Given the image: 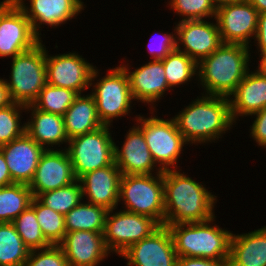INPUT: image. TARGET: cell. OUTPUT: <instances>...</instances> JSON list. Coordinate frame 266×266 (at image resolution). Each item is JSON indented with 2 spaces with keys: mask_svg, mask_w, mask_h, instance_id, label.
Masks as SVG:
<instances>
[{
  "mask_svg": "<svg viewBox=\"0 0 266 266\" xmlns=\"http://www.w3.org/2000/svg\"><path fill=\"white\" fill-rule=\"evenodd\" d=\"M122 173L115 161L104 168L83 175L79 181L85 196L91 204L115 210L119 203V189Z\"/></svg>",
  "mask_w": 266,
  "mask_h": 266,
  "instance_id": "obj_20",
  "label": "cell"
},
{
  "mask_svg": "<svg viewBox=\"0 0 266 266\" xmlns=\"http://www.w3.org/2000/svg\"><path fill=\"white\" fill-rule=\"evenodd\" d=\"M177 266H229V259L211 260L199 257H178Z\"/></svg>",
  "mask_w": 266,
  "mask_h": 266,
  "instance_id": "obj_40",
  "label": "cell"
},
{
  "mask_svg": "<svg viewBox=\"0 0 266 266\" xmlns=\"http://www.w3.org/2000/svg\"><path fill=\"white\" fill-rule=\"evenodd\" d=\"M113 214V215H112ZM160 225L152 218L125 210H108L103 233L107 249L120 255L130 245L149 237Z\"/></svg>",
  "mask_w": 266,
  "mask_h": 266,
  "instance_id": "obj_10",
  "label": "cell"
},
{
  "mask_svg": "<svg viewBox=\"0 0 266 266\" xmlns=\"http://www.w3.org/2000/svg\"><path fill=\"white\" fill-rule=\"evenodd\" d=\"M98 75L99 72L95 66L90 84L93 89L90 93L95 99L101 123L110 126L114 118L126 116L130 113L134 98L128 75L121 65L113 69L110 68V71L102 79L100 78L94 83Z\"/></svg>",
  "mask_w": 266,
  "mask_h": 266,
  "instance_id": "obj_7",
  "label": "cell"
},
{
  "mask_svg": "<svg viewBox=\"0 0 266 266\" xmlns=\"http://www.w3.org/2000/svg\"><path fill=\"white\" fill-rule=\"evenodd\" d=\"M247 0H212L213 4L215 5L216 8L229 4V3H236V2H245Z\"/></svg>",
  "mask_w": 266,
  "mask_h": 266,
  "instance_id": "obj_45",
  "label": "cell"
},
{
  "mask_svg": "<svg viewBox=\"0 0 266 266\" xmlns=\"http://www.w3.org/2000/svg\"><path fill=\"white\" fill-rule=\"evenodd\" d=\"M68 139L84 135L102 127L92 94H79L63 115Z\"/></svg>",
  "mask_w": 266,
  "mask_h": 266,
  "instance_id": "obj_26",
  "label": "cell"
},
{
  "mask_svg": "<svg viewBox=\"0 0 266 266\" xmlns=\"http://www.w3.org/2000/svg\"><path fill=\"white\" fill-rule=\"evenodd\" d=\"M14 183L29 185L45 149L26 132L0 147Z\"/></svg>",
  "mask_w": 266,
  "mask_h": 266,
  "instance_id": "obj_17",
  "label": "cell"
},
{
  "mask_svg": "<svg viewBox=\"0 0 266 266\" xmlns=\"http://www.w3.org/2000/svg\"><path fill=\"white\" fill-rule=\"evenodd\" d=\"M119 256L128 261L127 266H177L178 258L171 233L164 225Z\"/></svg>",
  "mask_w": 266,
  "mask_h": 266,
  "instance_id": "obj_14",
  "label": "cell"
},
{
  "mask_svg": "<svg viewBox=\"0 0 266 266\" xmlns=\"http://www.w3.org/2000/svg\"><path fill=\"white\" fill-rule=\"evenodd\" d=\"M10 0H3L0 2V10L9 2Z\"/></svg>",
  "mask_w": 266,
  "mask_h": 266,
  "instance_id": "obj_47",
  "label": "cell"
},
{
  "mask_svg": "<svg viewBox=\"0 0 266 266\" xmlns=\"http://www.w3.org/2000/svg\"><path fill=\"white\" fill-rule=\"evenodd\" d=\"M46 50L47 83L60 88L71 89L78 94L88 90L94 65L74 53L48 55ZM87 88V89H86Z\"/></svg>",
  "mask_w": 266,
  "mask_h": 266,
  "instance_id": "obj_13",
  "label": "cell"
},
{
  "mask_svg": "<svg viewBox=\"0 0 266 266\" xmlns=\"http://www.w3.org/2000/svg\"><path fill=\"white\" fill-rule=\"evenodd\" d=\"M260 13L266 12V0H247Z\"/></svg>",
  "mask_w": 266,
  "mask_h": 266,
  "instance_id": "obj_44",
  "label": "cell"
},
{
  "mask_svg": "<svg viewBox=\"0 0 266 266\" xmlns=\"http://www.w3.org/2000/svg\"><path fill=\"white\" fill-rule=\"evenodd\" d=\"M163 67L169 88L190 82L198 75V63L187 54L177 49L169 53L164 59Z\"/></svg>",
  "mask_w": 266,
  "mask_h": 266,
  "instance_id": "obj_30",
  "label": "cell"
},
{
  "mask_svg": "<svg viewBox=\"0 0 266 266\" xmlns=\"http://www.w3.org/2000/svg\"><path fill=\"white\" fill-rule=\"evenodd\" d=\"M107 212L103 206L81 201L65 215L66 232L85 230L104 233Z\"/></svg>",
  "mask_w": 266,
  "mask_h": 266,
  "instance_id": "obj_27",
  "label": "cell"
},
{
  "mask_svg": "<svg viewBox=\"0 0 266 266\" xmlns=\"http://www.w3.org/2000/svg\"><path fill=\"white\" fill-rule=\"evenodd\" d=\"M171 10L182 16V20H203L216 15L217 8L212 0H170Z\"/></svg>",
  "mask_w": 266,
  "mask_h": 266,
  "instance_id": "obj_36",
  "label": "cell"
},
{
  "mask_svg": "<svg viewBox=\"0 0 266 266\" xmlns=\"http://www.w3.org/2000/svg\"><path fill=\"white\" fill-rule=\"evenodd\" d=\"M155 174L122 175L119 202L125 203V211L148 216L160 226L164 225L163 171ZM154 175V176H153Z\"/></svg>",
  "mask_w": 266,
  "mask_h": 266,
  "instance_id": "obj_6",
  "label": "cell"
},
{
  "mask_svg": "<svg viewBox=\"0 0 266 266\" xmlns=\"http://www.w3.org/2000/svg\"><path fill=\"white\" fill-rule=\"evenodd\" d=\"M259 65L266 71V56L260 60Z\"/></svg>",
  "mask_w": 266,
  "mask_h": 266,
  "instance_id": "obj_46",
  "label": "cell"
},
{
  "mask_svg": "<svg viewBox=\"0 0 266 266\" xmlns=\"http://www.w3.org/2000/svg\"><path fill=\"white\" fill-rule=\"evenodd\" d=\"M229 266H266V226L230 239Z\"/></svg>",
  "mask_w": 266,
  "mask_h": 266,
  "instance_id": "obj_25",
  "label": "cell"
},
{
  "mask_svg": "<svg viewBox=\"0 0 266 266\" xmlns=\"http://www.w3.org/2000/svg\"><path fill=\"white\" fill-rule=\"evenodd\" d=\"M186 175L177 169L163 171L164 226L204 222L215 217L217 196Z\"/></svg>",
  "mask_w": 266,
  "mask_h": 266,
  "instance_id": "obj_1",
  "label": "cell"
},
{
  "mask_svg": "<svg viewBox=\"0 0 266 266\" xmlns=\"http://www.w3.org/2000/svg\"><path fill=\"white\" fill-rule=\"evenodd\" d=\"M109 127L103 125L95 131L74 137L65 147L76 179L114 162V140Z\"/></svg>",
  "mask_w": 266,
  "mask_h": 266,
  "instance_id": "obj_9",
  "label": "cell"
},
{
  "mask_svg": "<svg viewBox=\"0 0 266 266\" xmlns=\"http://www.w3.org/2000/svg\"><path fill=\"white\" fill-rule=\"evenodd\" d=\"M40 41L23 10L10 0L0 10V57L13 58Z\"/></svg>",
  "mask_w": 266,
  "mask_h": 266,
  "instance_id": "obj_11",
  "label": "cell"
},
{
  "mask_svg": "<svg viewBox=\"0 0 266 266\" xmlns=\"http://www.w3.org/2000/svg\"><path fill=\"white\" fill-rule=\"evenodd\" d=\"M136 117L155 164L162 171L171 170V166L172 170L177 169L176 164L184 151L183 146L188 143L178 130L174 118L166 120L155 115L148 118L140 115Z\"/></svg>",
  "mask_w": 266,
  "mask_h": 266,
  "instance_id": "obj_8",
  "label": "cell"
},
{
  "mask_svg": "<svg viewBox=\"0 0 266 266\" xmlns=\"http://www.w3.org/2000/svg\"><path fill=\"white\" fill-rule=\"evenodd\" d=\"M258 16L259 12L248 1L218 7L214 20L217 22L222 43L250 47V38L256 36Z\"/></svg>",
  "mask_w": 266,
  "mask_h": 266,
  "instance_id": "obj_12",
  "label": "cell"
},
{
  "mask_svg": "<svg viewBox=\"0 0 266 266\" xmlns=\"http://www.w3.org/2000/svg\"><path fill=\"white\" fill-rule=\"evenodd\" d=\"M42 42L12 58L10 80L5 82L15 103L31 105L47 84L46 47Z\"/></svg>",
  "mask_w": 266,
  "mask_h": 266,
  "instance_id": "obj_5",
  "label": "cell"
},
{
  "mask_svg": "<svg viewBox=\"0 0 266 266\" xmlns=\"http://www.w3.org/2000/svg\"><path fill=\"white\" fill-rule=\"evenodd\" d=\"M29 252L15 226L0 223V266H24Z\"/></svg>",
  "mask_w": 266,
  "mask_h": 266,
  "instance_id": "obj_29",
  "label": "cell"
},
{
  "mask_svg": "<svg viewBox=\"0 0 266 266\" xmlns=\"http://www.w3.org/2000/svg\"><path fill=\"white\" fill-rule=\"evenodd\" d=\"M156 35V34H155ZM160 35L161 34H157ZM164 35V36H163ZM160 39L156 42V44L153 41V46L152 41H149L148 45V51L151 55L152 60H162L164 59L169 53L172 51L176 50V33H164ZM153 37V36H152ZM151 38L150 40H152ZM155 40V39H154Z\"/></svg>",
  "mask_w": 266,
  "mask_h": 266,
  "instance_id": "obj_38",
  "label": "cell"
},
{
  "mask_svg": "<svg viewBox=\"0 0 266 266\" xmlns=\"http://www.w3.org/2000/svg\"><path fill=\"white\" fill-rule=\"evenodd\" d=\"M12 224L30 251L46 248L51 245L43 236L35 210L31 206L20 213L12 221Z\"/></svg>",
  "mask_w": 266,
  "mask_h": 266,
  "instance_id": "obj_34",
  "label": "cell"
},
{
  "mask_svg": "<svg viewBox=\"0 0 266 266\" xmlns=\"http://www.w3.org/2000/svg\"><path fill=\"white\" fill-rule=\"evenodd\" d=\"M250 47L222 43L198 63V78L205 95L228 97L236 90L249 69Z\"/></svg>",
  "mask_w": 266,
  "mask_h": 266,
  "instance_id": "obj_3",
  "label": "cell"
},
{
  "mask_svg": "<svg viewBox=\"0 0 266 266\" xmlns=\"http://www.w3.org/2000/svg\"><path fill=\"white\" fill-rule=\"evenodd\" d=\"M58 245L65 253L69 266H97L111 253L101 232H66Z\"/></svg>",
  "mask_w": 266,
  "mask_h": 266,
  "instance_id": "obj_18",
  "label": "cell"
},
{
  "mask_svg": "<svg viewBox=\"0 0 266 266\" xmlns=\"http://www.w3.org/2000/svg\"><path fill=\"white\" fill-rule=\"evenodd\" d=\"M76 180L66 149H49L42 153L35 175L29 183L33 197L67 186Z\"/></svg>",
  "mask_w": 266,
  "mask_h": 266,
  "instance_id": "obj_16",
  "label": "cell"
},
{
  "mask_svg": "<svg viewBox=\"0 0 266 266\" xmlns=\"http://www.w3.org/2000/svg\"><path fill=\"white\" fill-rule=\"evenodd\" d=\"M174 28L176 49L197 63L210 56L222 44L217 22L214 24L205 19L184 20L179 21Z\"/></svg>",
  "mask_w": 266,
  "mask_h": 266,
  "instance_id": "obj_15",
  "label": "cell"
},
{
  "mask_svg": "<svg viewBox=\"0 0 266 266\" xmlns=\"http://www.w3.org/2000/svg\"><path fill=\"white\" fill-rule=\"evenodd\" d=\"M14 184L9 173L5 157L0 150V187Z\"/></svg>",
  "mask_w": 266,
  "mask_h": 266,
  "instance_id": "obj_42",
  "label": "cell"
},
{
  "mask_svg": "<svg viewBox=\"0 0 266 266\" xmlns=\"http://www.w3.org/2000/svg\"><path fill=\"white\" fill-rule=\"evenodd\" d=\"M30 206L35 210L45 239L51 245H58L66 234L65 216L45 206L36 197H33Z\"/></svg>",
  "mask_w": 266,
  "mask_h": 266,
  "instance_id": "obj_31",
  "label": "cell"
},
{
  "mask_svg": "<svg viewBox=\"0 0 266 266\" xmlns=\"http://www.w3.org/2000/svg\"><path fill=\"white\" fill-rule=\"evenodd\" d=\"M31 112V119L25 122V132L44 149L68 143L63 116L41 111L32 104L26 106V111ZM46 146V147H45Z\"/></svg>",
  "mask_w": 266,
  "mask_h": 266,
  "instance_id": "obj_24",
  "label": "cell"
},
{
  "mask_svg": "<svg viewBox=\"0 0 266 266\" xmlns=\"http://www.w3.org/2000/svg\"><path fill=\"white\" fill-rule=\"evenodd\" d=\"M24 266H69L65 253L59 245L31 250Z\"/></svg>",
  "mask_w": 266,
  "mask_h": 266,
  "instance_id": "obj_37",
  "label": "cell"
},
{
  "mask_svg": "<svg viewBox=\"0 0 266 266\" xmlns=\"http://www.w3.org/2000/svg\"><path fill=\"white\" fill-rule=\"evenodd\" d=\"M33 194L27 184L14 183L0 187V223L12 221L32 202Z\"/></svg>",
  "mask_w": 266,
  "mask_h": 266,
  "instance_id": "obj_28",
  "label": "cell"
},
{
  "mask_svg": "<svg viewBox=\"0 0 266 266\" xmlns=\"http://www.w3.org/2000/svg\"><path fill=\"white\" fill-rule=\"evenodd\" d=\"M36 198L45 206L65 216L83 200L82 186L76 179L67 186L40 193Z\"/></svg>",
  "mask_w": 266,
  "mask_h": 266,
  "instance_id": "obj_32",
  "label": "cell"
},
{
  "mask_svg": "<svg viewBox=\"0 0 266 266\" xmlns=\"http://www.w3.org/2000/svg\"><path fill=\"white\" fill-rule=\"evenodd\" d=\"M29 19L35 34L41 39L40 27L43 24L58 27L68 20L76 18L84 9L82 0H30V8L26 0H14Z\"/></svg>",
  "mask_w": 266,
  "mask_h": 266,
  "instance_id": "obj_19",
  "label": "cell"
},
{
  "mask_svg": "<svg viewBox=\"0 0 266 266\" xmlns=\"http://www.w3.org/2000/svg\"><path fill=\"white\" fill-rule=\"evenodd\" d=\"M173 118L188 144L215 142L234 123L229 98L204 92Z\"/></svg>",
  "mask_w": 266,
  "mask_h": 266,
  "instance_id": "obj_2",
  "label": "cell"
},
{
  "mask_svg": "<svg viewBox=\"0 0 266 266\" xmlns=\"http://www.w3.org/2000/svg\"><path fill=\"white\" fill-rule=\"evenodd\" d=\"M214 218L204 222L167 225L178 257L229 259L232 233L212 223Z\"/></svg>",
  "mask_w": 266,
  "mask_h": 266,
  "instance_id": "obj_4",
  "label": "cell"
},
{
  "mask_svg": "<svg viewBox=\"0 0 266 266\" xmlns=\"http://www.w3.org/2000/svg\"><path fill=\"white\" fill-rule=\"evenodd\" d=\"M256 44L258 45L260 56L263 59L266 56V12L260 13L258 16V26L255 38Z\"/></svg>",
  "mask_w": 266,
  "mask_h": 266,
  "instance_id": "obj_41",
  "label": "cell"
},
{
  "mask_svg": "<svg viewBox=\"0 0 266 266\" xmlns=\"http://www.w3.org/2000/svg\"><path fill=\"white\" fill-rule=\"evenodd\" d=\"M121 149L114 143V161L122 175L152 174L156 164L138 126L130 128Z\"/></svg>",
  "mask_w": 266,
  "mask_h": 266,
  "instance_id": "obj_21",
  "label": "cell"
},
{
  "mask_svg": "<svg viewBox=\"0 0 266 266\" xmlns=\"http://www.w3.org/2000/svg\"><path fill=\"white\" fill-rule=\"evenodd\" d=\"M12 103L13 101L10 98L6 82L4 79L0 78V109L9 106Z\"/></svg>",
  "mask_w": 266,
  "mask_h": 266,
  "instance_id": "obj_43",
  "label": "cell"
},
{
  "mask_svg": "<svg viewBox=\"0 0 266 266\" xmlns=\"http://www.w3.org/2000/svg\"><path fill=\"white\" fill-rule=\"evenodd\" d=\"M79 94L71 89L46 84L32 105L44 112L63 116Z\"/></svg>",
  "mask_w": 266,
  "mask_h": 266,
  "instance_id": "obj_33",
  "label": "cell"
},
{
  "mask_svg": "<svg viewBox=\"0 0 266 266\" xmlns=\"http://www.w3.org/2000/svg\"><path fill=\"white\" fill-rule=\"evenodd\" d=\"M22 110H26V106L15 102L0 109V147L25 133V123L22 124L20 118Z\"/></svg>",
  "mask_w": 266,
  "mask_h": 266,
  "instance_id": "obj_35",
  "label": "cell"
},
{
  "mask_svg": "<svg viewBox=\"0 0 266 266\" xmlns=\"http://www.w3.org/2000/svg\"><path fill=\"white\" fill-rule=\"evenodd\" d=\"M129 78L130 89L135 101L151 103L155 109L154 102L161 99L165 91L170 90L166 77L163 62L161 60H151L131 72L126 64L121 65Z\"/></svg>",
  "mask_w": 266,
  "mask_h": 266,
  "instance_id": "obj_22",
  "label": "cell"
},
{
  "mask_svg": "<svg viewBox=\"0 0 266 266\" xmlns=\"http://www.w3.org/2000/svg\"><path fill=\"white\" fill-rule=\"evenodd\" d=\"M255 120L250 129V135L259 146L266 148V107L254 114Z\"/></svg>",
  "mask_w": 266,
  "mask_h": 266,
  "instance_id": "obj_39",
  "label": "cell"
},
{
  "mask_svg": "<svg viewBox=\"0 0 266 266\" xmlns=\"http://www.w3.org/2000/svg\"><path fill=\"white\" fill-rule=\"evenodd\" d=\"M257 67L255 72L248 71L229 96L231 115L235 123L238 116H252L266 107V71L259 64Z\"/></svg>",
  "mask_w": 266,
  "mask_h": 266,
  "instance_id": "obj_23",
  "label": "cell"
}]
</instances>
